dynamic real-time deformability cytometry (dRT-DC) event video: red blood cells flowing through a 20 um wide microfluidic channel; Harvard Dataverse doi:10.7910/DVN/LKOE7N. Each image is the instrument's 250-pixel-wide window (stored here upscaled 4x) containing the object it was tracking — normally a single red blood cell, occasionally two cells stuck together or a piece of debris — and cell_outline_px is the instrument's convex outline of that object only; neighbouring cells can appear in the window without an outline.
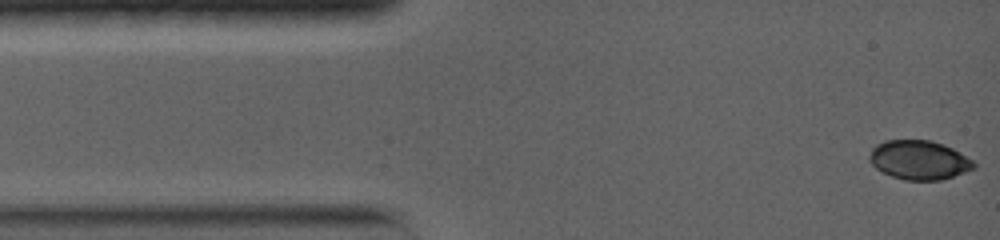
{"species": "common noctule bat (a hibernating species)", "species_latin": "Nyctalus noctula", "temperature_condition": "warm", "stored_images_in_passage": 65, "camera_frame_rate_fps": 5000, "um_per_image_px": 0.085, "animal": {"sex": "female", "body_mass_g": 19.0, "forearm_length_mm": 56.7}, "frame": {"image": 1, "passage_image": 1, "time_ms": 0.0, "image_size_px": [1000, 240], "cell_outline_px": [[976, 168], [940, 180], [904, 180], [892, 176], [876, 168], [868, 160], [868, 156], [872, 148], [876, 144], [884, 140], [932, 140], [944, 144], [952, 148], [972, 160], [976, 164]], "centroid_in_image_um": [78.1, 13.59], "position_along_channel_um": 6.9, "area_um2": 23.81}}
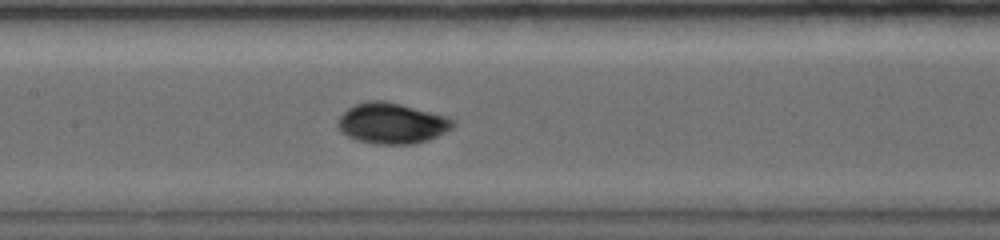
{"frame": {"image": 2, "passage_image": 33, "time_ms": 6.4, "image_size_px": [1000, 240], "cell_outline_px": [[456, 124], [452, 128], [428, 140], [412, 144], [376, 144], [356, 140], [340, 132], [336, 124], [336, 120], [348, 108], [364, 100], [384, 100], [400, 104], [444, 116], [456, 120]], "centroid_in_image_um": [33.26, 10.48], "position_along_channel_um": 174.1, "area_um2": 27.34}}
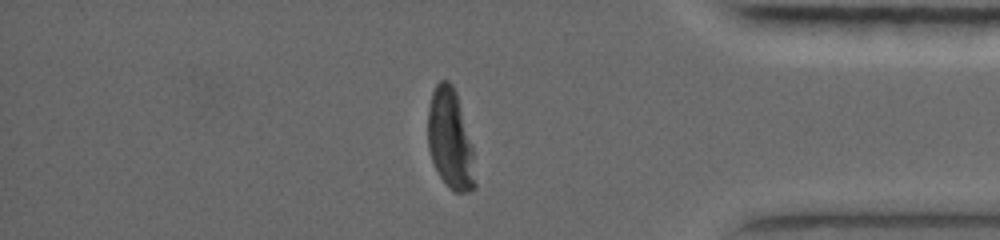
{"frame": {"image": 3, "passage_image": 65, "time_ms": 12.8, "image_size_px": [1000, 240], "cell_outline_px": [[476, 188], [472, 192], [452, 192], [440, 176], [432, 160], [428, 148], [428, 104], [432, 92], [436, 84], [440, 80], [448, 80], [452, 84], [456, 92], [472, 148], [476, 184]], "centroid_in_image_um": [38.26, 11.86], "position_along_channel_um": 396.9, "area_um2": 27.4}, "authors_computed_cell_mechanics": {"area_um2": 26.6458, "velocity_mm_per_s": 3.8134, "shape_relaxation_time_tau1_ms": 5.8615, "shape_relaxation_time_tau2_ms": 1.5524, "deformation_change_tau1": 0.2327, "deformation_change_tau2": 0.0283}}